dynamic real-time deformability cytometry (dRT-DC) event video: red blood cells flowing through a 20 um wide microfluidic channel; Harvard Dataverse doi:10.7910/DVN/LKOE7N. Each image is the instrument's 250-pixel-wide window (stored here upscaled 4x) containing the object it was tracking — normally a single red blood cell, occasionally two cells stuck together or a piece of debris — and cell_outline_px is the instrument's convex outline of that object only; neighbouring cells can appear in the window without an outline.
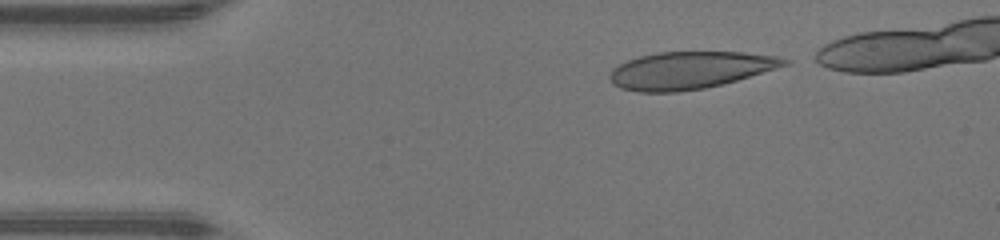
{"species": "human", "species_latin": "Homo sapiens", "temperature_condition": "warm", "stored_images_in_passage": 35, "camera_frame_rate_fps": 3000, "um_per_image_px": 0.085, "donor": {"sex": "male"}, "frame": {"image": 1, "passage_image": 1, "time_ms": 0.0, "image_size_px": [1000, 240], "cell_outline_px": [[792, 64], [736, 80], [704, 88], [680, 92], [636, 92], [620, 88], [612, 84], [608, 76], [612, 68], [628, 60], [640, 56], [656, 52], [744, 52], [780, 56], [792, 60]], "centroid_in_image_um": [58.66, 5.96], "position_along_channel_um": 26.3, "area_um2": 38.21}}
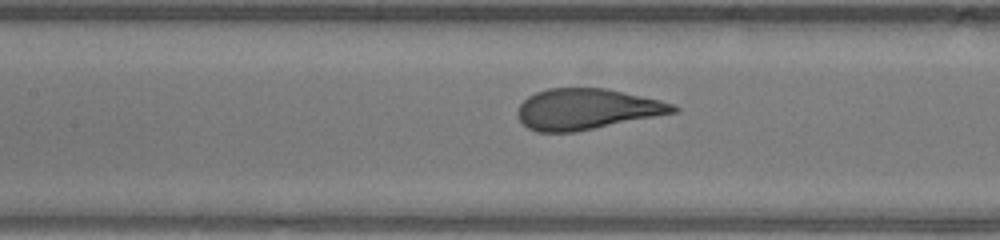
{"frame": {"image": 2, "passage_image": 14, "time_ms": 4.333, "image_size_px": [1000, 240], "cell_outline_px": [[680, 112], [576, 132], [536, 132], [528, 128], [516, 116], [516, 112], [520, 104], [528, 96], [536, 92], [548, 88], [604, 88], [660, 100], [672, 104], [680, 108]], "centroid_in_image_um": [49.87, 9.28], "position_along_channel_um": 157.5, "area_um2": 37.17}}
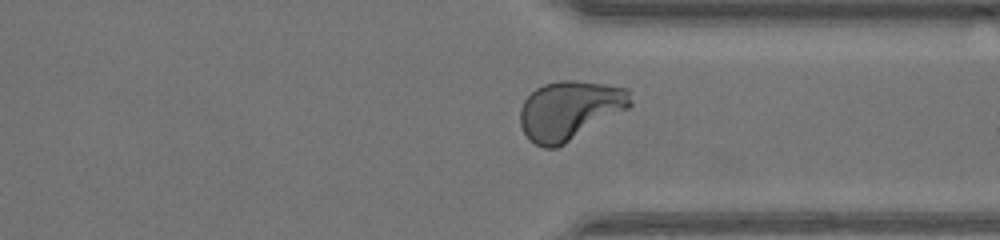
{"frame": {"image": 3, "passage_image": 28, "time_ms": 9.0, "image_size_px": [1000, 240], "cell_outline_px": [[632, 104], [628, 108], [564, 144], [556, 148], [544, 148], [528, 140], [520, 124], [520, 108], [524, 100], [536, 88], [544, 84], [560, 80], [576, 80], [604, 84], [628, 88], [632, 100]], "centroid_in_image_um": [48.4, 9.36], "position_along_channel_um": 363.0, "area_um2": 37.8}, "authors_computed_cell_mechanics": {"area_um2": 37.3966, "velocity_mm_per_s": 4.4192, "shape_relaxation_time_tau1_ms": 3.1405, "shape_relaxation_time_tau2_ms": null, "deformation_change_tau1": 0.2217, "deformation_change_tau2": null}}